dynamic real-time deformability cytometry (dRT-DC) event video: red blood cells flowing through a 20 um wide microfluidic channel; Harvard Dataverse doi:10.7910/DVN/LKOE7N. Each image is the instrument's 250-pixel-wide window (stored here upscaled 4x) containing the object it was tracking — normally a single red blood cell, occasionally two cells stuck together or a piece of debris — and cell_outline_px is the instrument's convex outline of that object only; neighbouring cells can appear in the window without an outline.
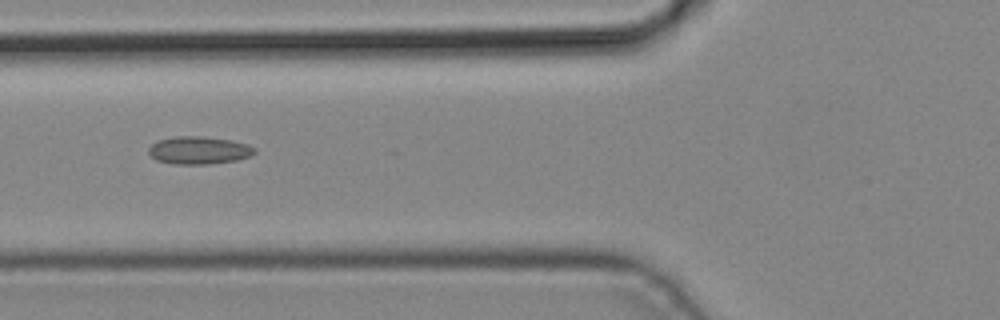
{"species": "common noctule bat (a hibernating species)", "species_latin": "Nyctalus noctula", "temperature_condition": "cold", "stored_images_in_passage": 6, "camera_frame_rate_fps": 3000, "um_per_image_px": 0.085, "animal": {"sex": "male", "body_mass_g": 19.2, "forearm_length_mm": 51.8}, "frame": {"image": 1, "passage_image": 6, "time_ms": 1.667, "image_size_px": [1000, 320], "cell_outline_px": [[256, 152], [252, 156], [236, 160], [208, 164], [172, 164], [156, 160], [148, 152], [148, 148], [152, 144], [160, 140], [176, 136], [204, 136], [232, 140], [248, 144], [256, 148]], "centroid_in_image_um": [16.94, 12.77], "position_along_channel_um": 108.9, "area_um2": 17.22}}